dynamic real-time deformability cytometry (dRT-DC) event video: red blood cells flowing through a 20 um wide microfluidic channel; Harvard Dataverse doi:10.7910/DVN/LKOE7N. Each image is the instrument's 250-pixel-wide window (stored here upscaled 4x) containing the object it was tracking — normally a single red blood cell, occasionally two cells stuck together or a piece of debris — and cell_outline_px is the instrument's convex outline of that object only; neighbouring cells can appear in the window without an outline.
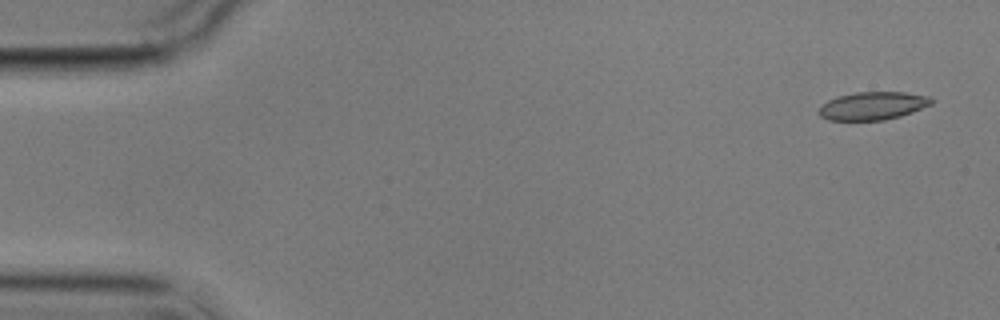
{"species": "common noctule bat (a hibernating species)", "species_latin": "Nyctalus noctula", "temperature_condition": "cold", "stored_images_in_passage": 7, "camera_frame_rate_fps": 3000, "um_per_image_px": 0.085, "animal": {"sex": "male", "body_mass_g": 17.9}, "frame": {"image": 1, "passage_image": 1, "time_ms": 0.0, "image_size_px": [1000, 320], "cell_outline_px": [[936, 100], [932, 104], [912, 112], [900, 116], [884, 120], [828, 120], [820, 116], [820, 104], [836, 96], [856, 92], [904, 92], [932, 96]], "centroid_in_image_um": [74.22, 8.98], "position_along_channel_um": 10.8, "area_um2": 18.55}}
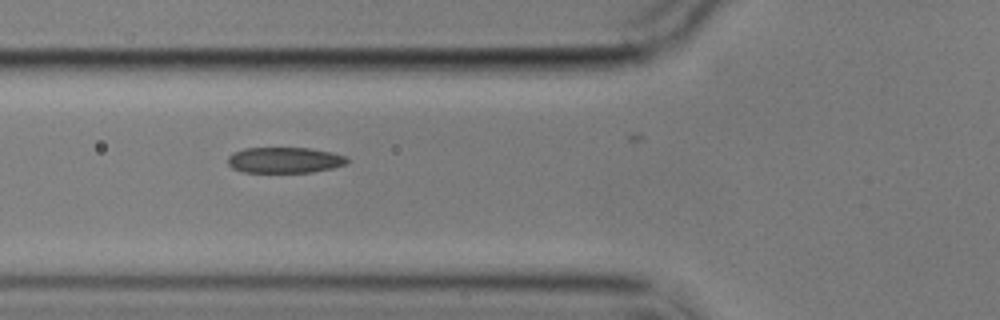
{"frame": {"image": 2, "passage_image": 6, "time_ms": 6.0, "image_size_px": [1000, 320], "cell_outline_px": [[348, 164], [332, 168], [312, 172], [240, 172], [232, 168], [228, 164], [228, 156], [232, 152], [244, 148], [308, 148], [332, 152], [348, 156]], "centroid_in_image_um": [24.19, 13.61], "position_along_channel_um": 101.6, "area_um2": 18.15}}
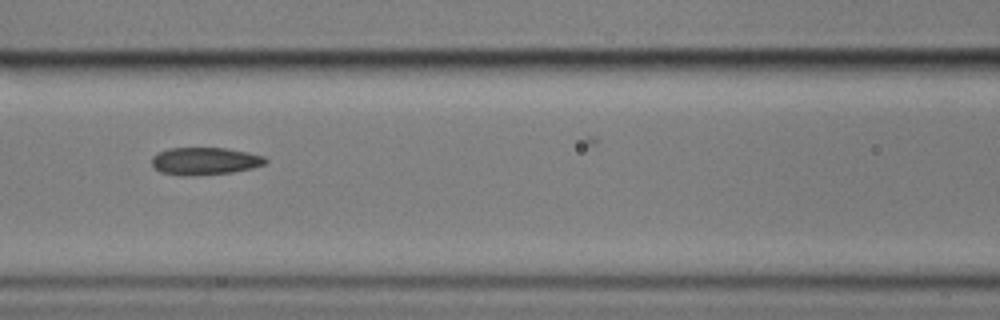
{"frame": {"image": 3, "passage_image": 7, "time_ms": 7.333, "image_size_px": [1000, 320], "cell_outline_px": [[268, 160], [264, 164], [252, 168], [232, 172], [192, 176], [188, 176], [160, 172], [152, 164], [152, 156], [168, 148], [228, 148], [248, 152], [264, 156]], "centroid_in_image_um": [17.43, 13.69], "position_along_channel_um": 149.2, "area_um2": 18.15}}